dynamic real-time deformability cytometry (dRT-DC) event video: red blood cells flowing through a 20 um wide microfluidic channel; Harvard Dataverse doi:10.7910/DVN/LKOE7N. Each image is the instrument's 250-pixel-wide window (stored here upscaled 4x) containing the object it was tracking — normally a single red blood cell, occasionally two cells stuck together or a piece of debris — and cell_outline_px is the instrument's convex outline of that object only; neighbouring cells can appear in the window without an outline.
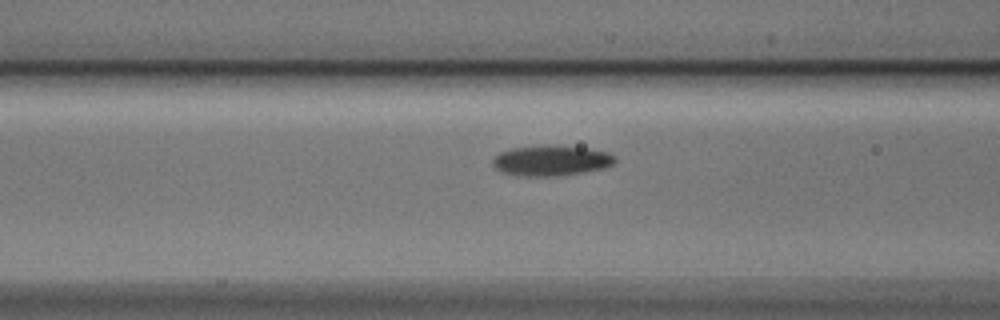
{"species": "Egyptian fruit bat (a non-hibernating species)", "species_latin": "Rousettus aegyptiacus", "temperature_condition": "cold", "stored_images_in_passage": 26, "camera_frame_rate_fps": 3000, "um_per_image_px": 0.085, "animal": {"sex": "male"}, "frame": {"image": 1, "passage_image": 3, "time_ms": 0.667, "image_size_px": [1000, 320], "cell_outline_px": [[616, 160], [612, 164], [604, 168], [556, 176], [516, 176], [500, 172], [492, 164], [492, 160], [500, 152], [512, 148], [544, 144], [556, 144], [588, 148], [608, 152], [616, 156]], "centroid_in_image_um": [46.83, 13.63], "position_along_channel_um": 119.8, "area_um2": 22.02}}
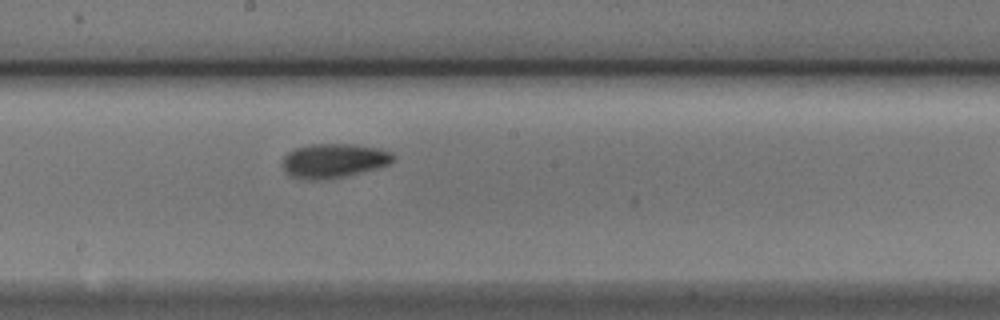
{"frame": {"image": 2, "passage_image": 11, "time_ms": 3.333, "image_size_px": [1000, 320], "cell_outline_px": [[396, 160], [388, 164], [376, 168], [348, 176], [324, 180], [308, 180], [292, 176], [284, 172], [280, 164], [284, 156], [288, 152], [296, 148], [308, 144], [352, 144], [380, 148], [392, 152], [396, 156]], "centroid_in_image_um": [28.36, 13.66], "position_along_channel_um": 219.8, "area_um2": 22.54}}
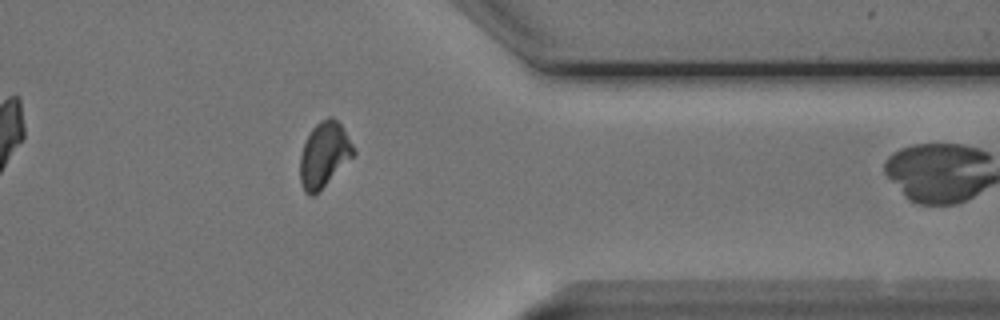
{"frame": {"image": 3, "passage_image": 25, "time_ms": 8.0, "image_size_px": [1000, 320], "cell_outline_px": [[356, 152], [312, 196], [308, 196], [304, 192], [300, 184], [300, 156], [304, 144], [312, 128], [320, 120], [328, 116], [332, 116], [340, 124], [352, 144]], "centroid_in_image_um": [27.51, 13.12], "position_along_channel_um": 383.9, "area_um2": 19.65}}